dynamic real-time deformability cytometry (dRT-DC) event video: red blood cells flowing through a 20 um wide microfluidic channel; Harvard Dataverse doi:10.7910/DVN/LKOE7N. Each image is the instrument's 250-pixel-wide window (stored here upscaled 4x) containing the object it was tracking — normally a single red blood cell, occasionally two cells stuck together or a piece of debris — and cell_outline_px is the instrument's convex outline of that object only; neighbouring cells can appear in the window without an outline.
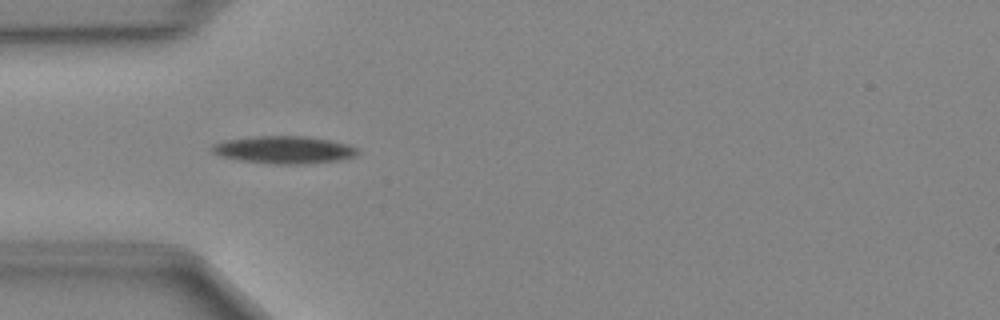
{"species": "Egyptian fruit bat (a non-hibernating species)", "species_latin": "Rousettus aegyptiacus", "temperature_condition": "cold", "stored_images_in_passage": 38, "camera_frame_rate_fps": 3000, "um_per_image_px": 0.085, "animal": {"sex": "female"}, "frame": {"image": 1, "passage_image": 4, "time_ms": 1.0, "image_size_px": [1000, 320], "cell_outline_px": [[360, 152], [352, 156], [336, 160], [304, 164], [276, 164], [240, 160], [224, 156], [212, 152], [212, 144], [224, 140], [256, 136], [304, 136], [328, 140], [348, 144], [356, 148]], "centroid_in_image_um": [24.12, 12.72], "position_along_channel_um": 60.9, "area_um2": 22.95}}
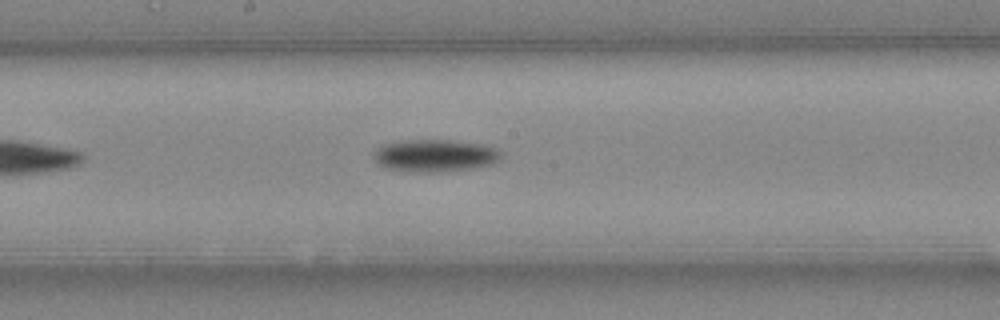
{"frame": {"image": 2, "passage_image": 15, "time_ms": 4.667, "image_size_px": [1000, 320], "cell_outline_px": [[500, 156], [492, 164], [472, 168], [440, 172], [408, 172], [384, 168], [376, 164], [372, 156], [372, 152], [376, 148], [384, 144], [400, 140], [448, 140], [480, 144], [496, 148], [500, 152]], "centroid_in_image_um": [36.85, 13.23], "position_along_channel_um": 211.3, "area_um2": 24.22}}
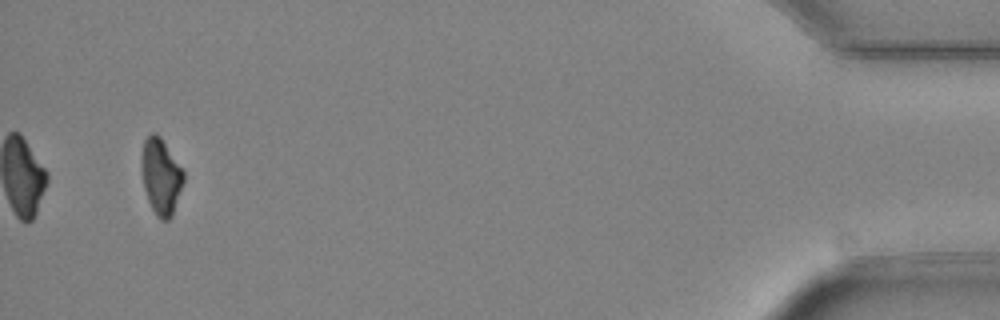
{"frame": {"image": 3, "passage_image": 36, "time_ms": 11.667, "image_size_px": [1000, 320], "cell_outline_px": [[184, 180], [172, 216], [168, 220], [160, 220], [156, 216], [148, 200], [144, 188], [140, 172], [140, 160], [144, 140], [152, 132], [156, 132], [160, 136], [184, 168]], "centroid_in_image_um": [13.67, 14.96], "position_along_channel_um": 421.5, "area_um2": 19.07}}